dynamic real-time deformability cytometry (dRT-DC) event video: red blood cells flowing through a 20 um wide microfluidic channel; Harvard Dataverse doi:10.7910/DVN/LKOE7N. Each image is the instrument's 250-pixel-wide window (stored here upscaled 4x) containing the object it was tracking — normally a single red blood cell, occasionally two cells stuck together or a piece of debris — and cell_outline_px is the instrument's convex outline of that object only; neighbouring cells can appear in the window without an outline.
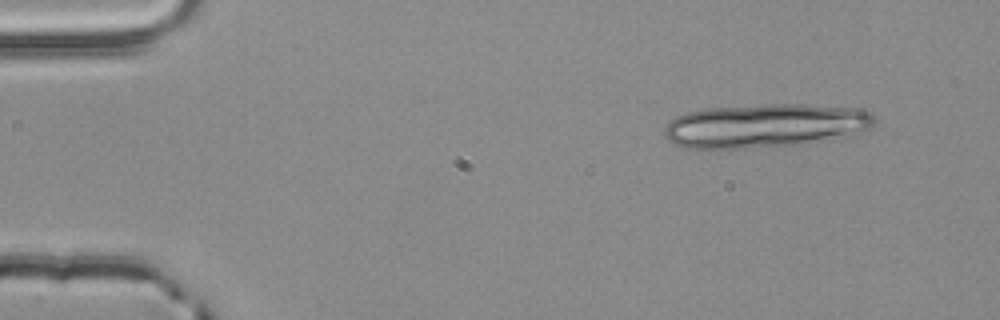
{"species": "common noctule bat (a hibernating species)", "species_latin": "Nyctalus noctula", "temperature_condition": "room temperature", "stored_images_in_passage": 4, "segment_of_instrument_passage": [1, 2], "camera_frame_rate_fps": 3000, "um_per_image_px": 0.085, "animal": {"sex": "male", "body_mass_g": 20.4}, "frame": {"image": 1, "passage_image": 1, "time_ms": 0.0, "image_size_px": [1000, 320], "cell_outline_px": [[876, 124], [868, 128], [796, 144], [744, 148], [684, 148], [668, 140], [664, 136], [664, 128], [676, 116], [688, 112], [708, 108], [768, 104], [804, 104], [856, 108], [872, 112], [876, 120]], "centroid_in_image_um": [64.93, 10.65], "position_along_channel_um": 20.1, "area_um2": 52.42}}